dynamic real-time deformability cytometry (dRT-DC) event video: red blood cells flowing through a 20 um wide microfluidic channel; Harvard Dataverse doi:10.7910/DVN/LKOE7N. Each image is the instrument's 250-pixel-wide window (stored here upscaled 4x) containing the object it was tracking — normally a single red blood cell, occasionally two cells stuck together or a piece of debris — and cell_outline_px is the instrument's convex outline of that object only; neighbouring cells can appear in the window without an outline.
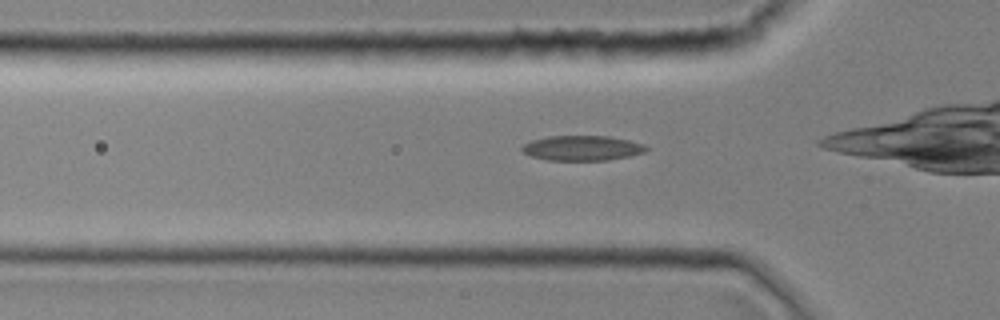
{"species": "common noctule bat (a hibernating species)", "species_latin": "Nyctalus noctula", "temperature_condition": "room temperature", "stored_images_in_passage": 11, "camera_frame_rate_fps": 3000, "um_per_image_px": 0.085, "animal": {"sex": "female", "body_mass_g": 19.0, "forearm_length_mm": 51.5}, "frame": {"image": 1, "passage_image": 2, "time_ms": 0.333, "image_size_px": [1000, 320], "cell_outline_px": [[648, 148], [644, 152], [628, 156], [608, 160], [548, 160], [532, 156], [524, 152], [520, 148], [524, 144], [532, 140], [548, 136], [608, 136], [628, 140], [644, 144]], "centroid_in_image_um": [49.48, 12.58], "position_along_channel_um": 76.3, "area_um2": 17.92}}
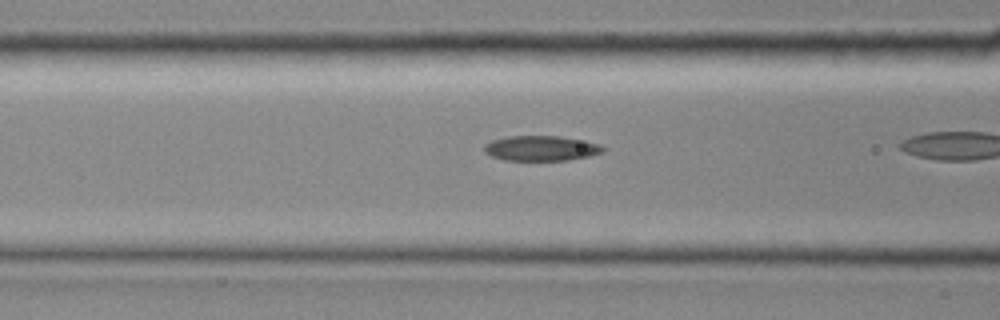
{"frame": {"image": 2, "passage_image": 5, "time_ms": 1.333, "image_size_px": [1000, 320], "cell_outline_px": [[604, 152], [588, 156], [568, 160], [504, 160], [492, 156], [484, 152], [484, 144], [492, 140], [508, 136], [560, 136], [600, 144], [604, 148]], "centroid_in_image_um": [45.97, 12.6], "position_along_channel_um": 120.6, "area_um2": 17.28}}
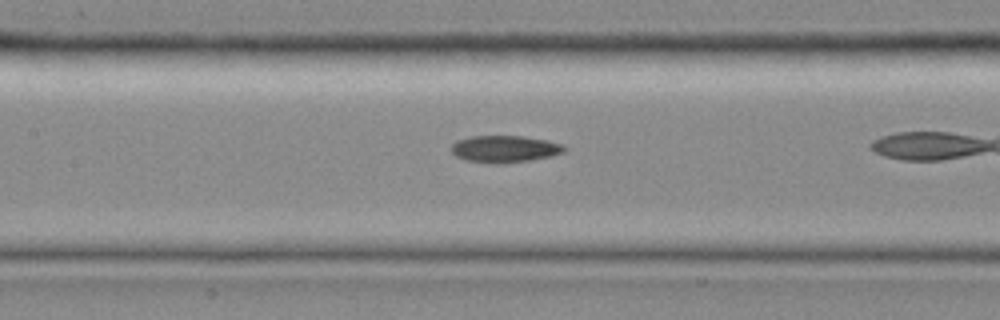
{"frame": {"image": 3, "passage_image": 8, "time_ms": 2.333, "image_size_px": [1000, 320], "cell_outline_px": [[568, 148], [564, 152], [552, 156], [528, 160], [464, 160], [456, 156], [448, 148], [456, 140], [468, 136], [524, 136], [548, 140], [564, 144]], "centroid_in_image_um": [42.93, 12.59], "position_along_channel_um": 164.5, "area_um2": 17.11}}